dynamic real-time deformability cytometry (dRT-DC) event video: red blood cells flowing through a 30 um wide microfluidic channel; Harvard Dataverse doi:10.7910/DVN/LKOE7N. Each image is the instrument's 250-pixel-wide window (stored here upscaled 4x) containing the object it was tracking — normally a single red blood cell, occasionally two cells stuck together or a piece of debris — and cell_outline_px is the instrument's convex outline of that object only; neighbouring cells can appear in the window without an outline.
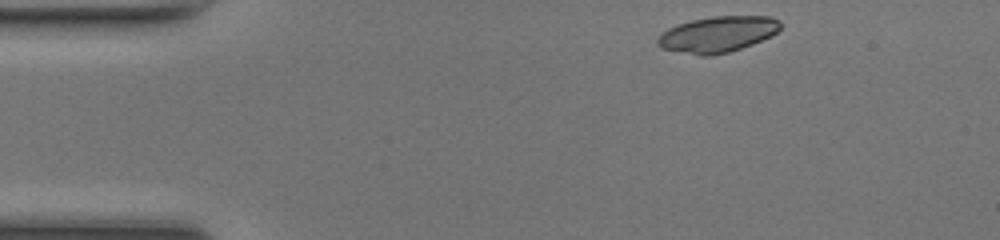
{"species": "common noctule bat (a hibernating species)", "species_latin": "Nyctalus noctula", "temperature_condition": "room temperature", "stored_images_in_passage": 42, "camera_frame_rate_fps": 3000, "um_per_image_px": 0.085, "animal": {"sex": "female", "body_mass_g": 17.0, "forearm_length_mm": 48.0}, "frame": {"image": 1, "passage_image": 1, "time_ms": 0.0, "image_size_px": [1000, 240], "cell_outline_px": [[784, 24], [772, 36], [752, 44], [728, 52], [708, 56], [700, 56], [660, 48], [656, 44], [656, 40], [668, 28], [676, 24], [692, 20], [712, 16], [772, 16], [780, 20]], "centroid_in_image_um": [61.02, 2.91], "position_along_channel_um": 24.0, "area_um2": 25.89}}
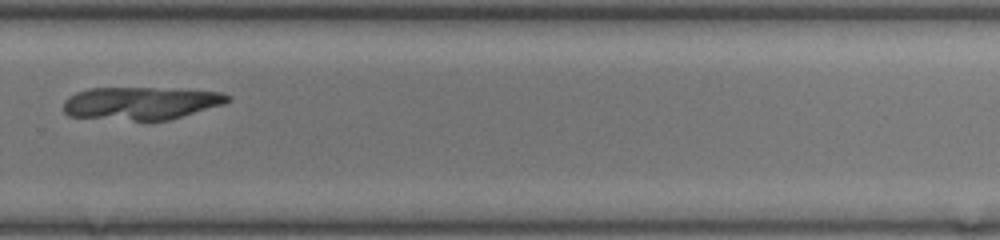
{"frame": {"image": 2, "passage_image": 27, "time_ms": 8.667, "image_size_px": [1000, 240], "cell_outline_px": [[232, 100], [224, 104], [168, 120], [144, 124], [68, 116], [64, 112], [64, 100], [68, 96], [76, 92], [88, 88], [180, 88], [224, 92], [232, 96]], "centroid_in_image_um": [11.99, 8.81], "position_along_channel_um": 317.8, "area_um2": 32.95}}
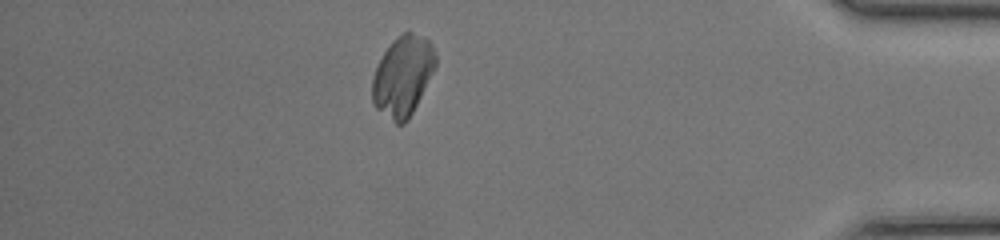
{"frame": {"image": 3, "passage_image": 36, "time_ms": 11.667, "image_size_px": [1000, 240], "cell_outline_px": [[436, 64], [408, 120], [404, 124], [396, 124], [376, 108], [372, 104], [372, 76], [384, 52], [392, 40], [396, 36], [408, 28], [424, 36], [432, 44], [436, 56]], "centroid_in_image_um": [34.22, 6.4], "position_along_channel_um": 401.0, "area_um2": 29.59}}